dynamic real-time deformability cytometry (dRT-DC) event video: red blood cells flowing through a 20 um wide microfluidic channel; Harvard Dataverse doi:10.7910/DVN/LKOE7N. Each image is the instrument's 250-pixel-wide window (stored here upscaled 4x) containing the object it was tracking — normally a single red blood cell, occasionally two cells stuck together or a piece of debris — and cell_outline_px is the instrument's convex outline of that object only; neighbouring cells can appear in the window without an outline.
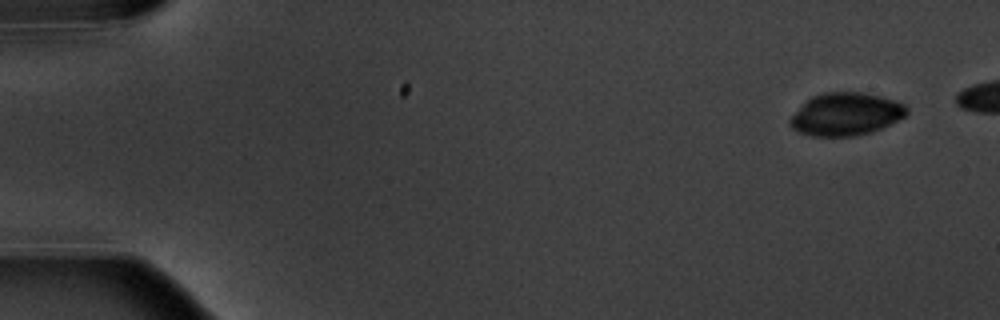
{"species": "common noctule bat (a hibernating species)", "species_latin": "Nyctalus noctula", "temperature_condition": "warm", "stored_images_in_passage": 5, "camera_frame_rate_fps": 3000, "um_per_image_px": 0.085, "animal": {"sex": "male", "body_mass_g": 20.1, "forearm_length_mm": 53.5}, "frame": {"image": 1, "passage_image": 1, "time_ms": 0.0, "image_size_px": [1000, 320], "cell_outline_px": [[908, 112], [904, 116], [872, 132], [852, 136], [812, 136], [800, 132], [792, 128], [788, 124], [788, 120], [804, 100], [812, 96], [824, 92], [860, 92], [880, 96], [896, 100], [904, 104], [908, 108]], "centroid_in_image_um": [71.85, 9.69], "position_along_channel_um": 13.2, "area_um2": 29.07}}